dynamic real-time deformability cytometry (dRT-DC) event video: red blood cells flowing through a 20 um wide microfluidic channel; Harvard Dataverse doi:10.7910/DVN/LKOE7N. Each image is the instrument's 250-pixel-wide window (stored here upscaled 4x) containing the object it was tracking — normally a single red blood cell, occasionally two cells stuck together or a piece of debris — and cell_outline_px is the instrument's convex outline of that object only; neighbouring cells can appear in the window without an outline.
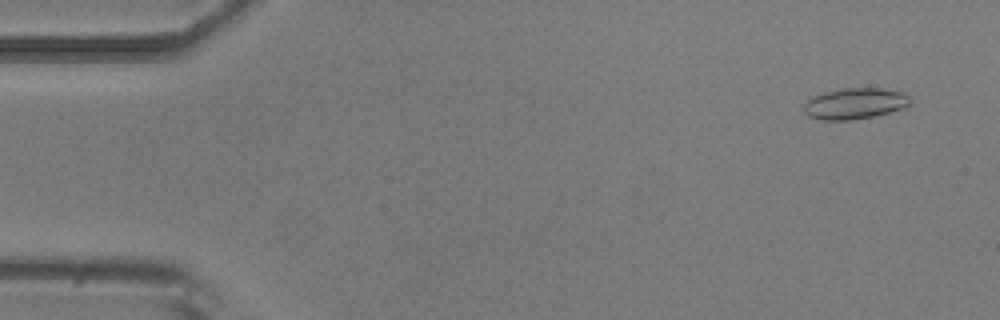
{"species": "common noctule bat (a hibernating species)", "species_latin": "Nyctalus noctula", "temperature_condition": "room temperature", "stored_images_in_passage": 51, "camera_frame_rate_fps": 3000, "um_per_image_px": 0.085, "animal": {"sex": "male", "body_mass_g": 20.5, "forearm_length_mm": 52.5}, "frame": {"image": 1, "passage_image": 3, "time_ms": 0.667, "image_size_px": [1000, 320], "cell_outline_px": [[912, 100], [908, 104], [900, 108], [888, 112], [872, 116], [852, 120], [820, 120], [808, 116], [804, 112], [804, 104], [808, 100], [824, 92], [840, 88], [880, 88], [904, 92], [912, 96]], "centroid_in_image_um": [72.66, 8.79], "position_along_channel_um": 12.3, "area_um2": 19.19}}
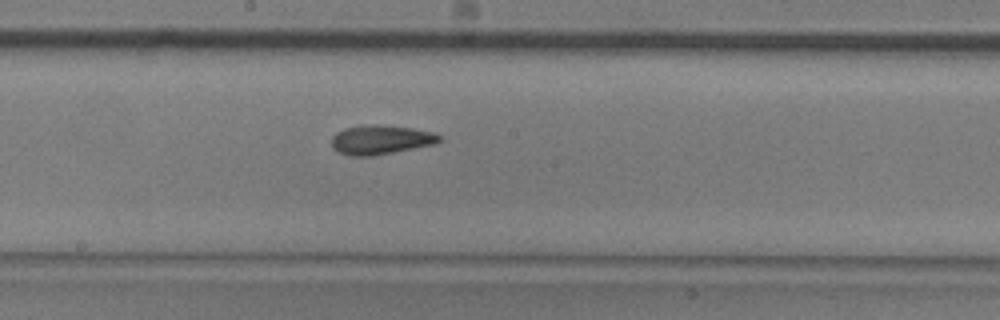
{"frame": {"image": 2, "passage_image": 27, "time_ms": 8.667, "image_size_px": [1000, 320], "cell_outline_px": [[440, 140], [436, 144], [372, 156], [348, 156], [332, 148], [332, 136], [336, 132], [344, 128], [372, 124], [376, 124], [412, 128], [432, 132], [440, 136]], "centroid_in_image_um": [32.34, 11.88], "position_along_channel_um": 215.9, "area_um2": 18.32}}
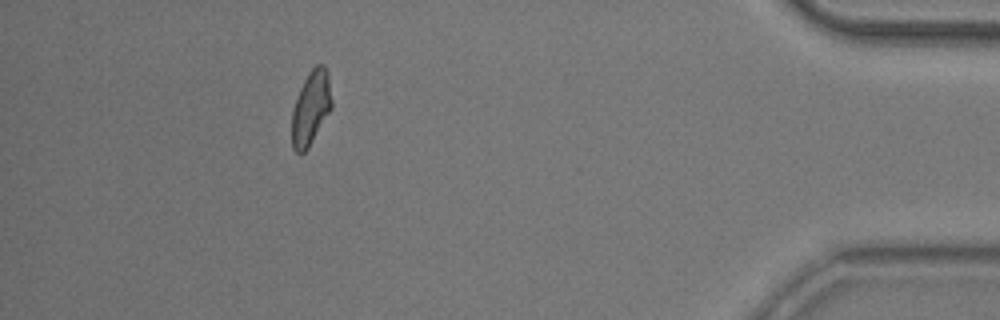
{"frame": {"image": 3, "passage_image": 46, "time_ms": 15.0, "image_size_px": [1000, 320], "cell_outline_px": [[332, 108], [308, 148], [304, 152], [296, 152], [292, 148], [292, 112], [300, 88], [308, 72], [316, 64], [324, 64], [328, 72], [332, 100]], "centroid_in_image_um": [26.44, 9.15], "position_along_channel_um": 408.8, "area_um2": 17.17}, "authors_computed_cell_mechanics": {"area_um2": 18.0336, "velocity_mm_per_s": 3.934, "shape_relaxation_time_tau1_ms": 6.6379, "shape_relaxation_time_tau2_ms": 2.0751, "deformation_change_tau1": 0.1842, "deformation_change_tau2": 0.0851}}